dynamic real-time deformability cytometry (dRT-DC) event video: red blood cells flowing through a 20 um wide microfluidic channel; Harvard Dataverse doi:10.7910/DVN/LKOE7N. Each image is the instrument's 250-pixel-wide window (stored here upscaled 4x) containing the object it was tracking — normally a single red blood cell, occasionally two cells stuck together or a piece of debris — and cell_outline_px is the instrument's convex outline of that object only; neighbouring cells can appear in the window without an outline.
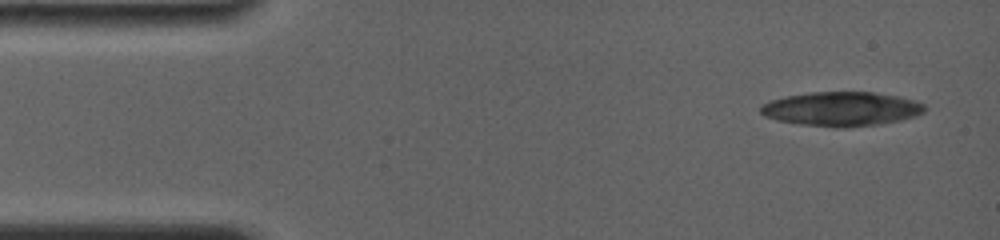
{"species": "common noctule bat (a hibernating species)", "species_latin": "Nyctalus noctula", "temperature_condition": "room temperature", "stored_images_in_passage": 1, "camera_frame_rate_fps": 4000, "um_per_image_px": 0.085, "animal": {"sex": "female", "body_mass_g": 19.0, "forearm_length_mm": 56.7}, "frame": {"image": 1, "passage_image": 1, "time_ms": 0.0, "image_size_px": [1000, 240], "cell_outline_px": [[928, 108], [924, 112], [916, 116], [900, 120], [880, 124], [844, 128], [836, 128], [800, 124], [780, 120], [764, 116], [760, 112], [760, 104], [768, 100], [784, 96], [812, 92], [872, 92], [896, 96], [912, 100], [924, 104]], "centroid_in_image_um": [71.5, 9.26], "position_along_channel_um": 13.5, "area_um2": 32.89}}